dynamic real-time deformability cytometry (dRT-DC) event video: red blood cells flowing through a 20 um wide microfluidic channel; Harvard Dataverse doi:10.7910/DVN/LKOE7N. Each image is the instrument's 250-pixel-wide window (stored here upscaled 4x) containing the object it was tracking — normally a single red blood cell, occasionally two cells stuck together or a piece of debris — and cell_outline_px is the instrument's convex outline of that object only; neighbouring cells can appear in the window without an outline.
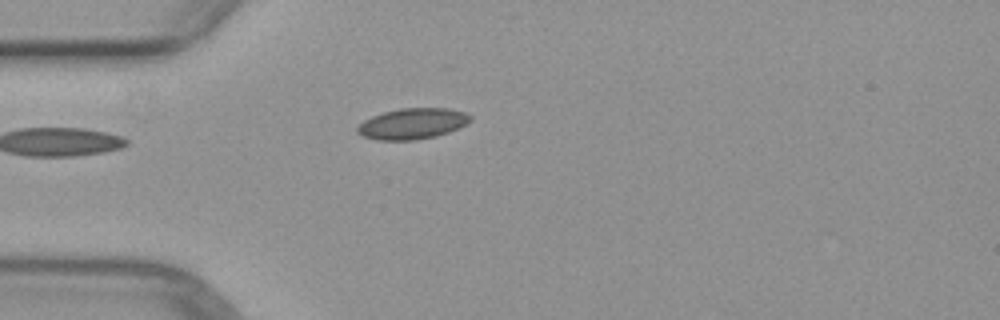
{"species": "common noctule bat (a hibernating species)", "species_latin": "Nyctalus noctula", "temperature_condition": "warm", "stored_images_in_passage": 5, "camera_frame_rate_fps": 3000, "um_per_image_px": 0.085, "animal": {"sex": "female", "body_mass_g": 29.2, "forearm_length_mm": 56.3}, "frame": {"image": 1, "passage_image": 4, "time_ms": 3.667, "image_size_px": [1000, 320], "cell_outline_px": [[472, 120], [448, 132], [436, 136], [416, 140], [376, 140], [364, 136], [356, 132], [356, 128], [364, 120], [372, 116], [384, 112], [400, 108], [448, 108], [464, 112], [472, 116]], "centroid_in_image_um": [35.04, 10.51], "position_along_channel_um": 50.0, "area_um2": 20.23}}